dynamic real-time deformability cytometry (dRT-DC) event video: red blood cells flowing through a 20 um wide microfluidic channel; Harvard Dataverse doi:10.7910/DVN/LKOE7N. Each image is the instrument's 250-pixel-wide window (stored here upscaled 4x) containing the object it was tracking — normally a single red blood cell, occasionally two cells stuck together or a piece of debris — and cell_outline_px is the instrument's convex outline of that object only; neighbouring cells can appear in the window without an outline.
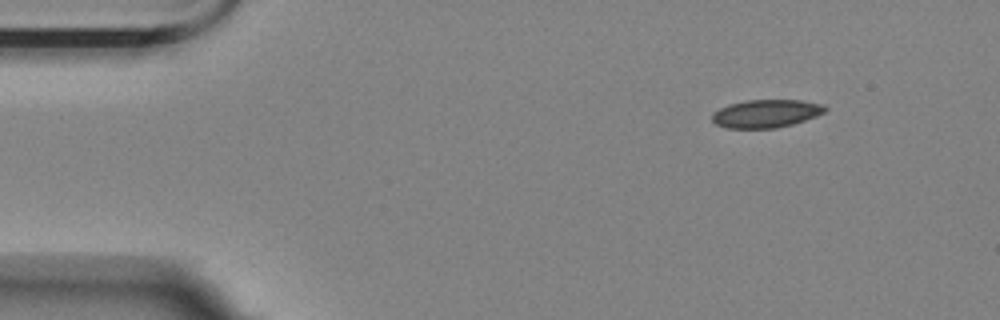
{"species": "Egyptian fruit bat (a non-hibernating species)", "species_latin": "Rousettus aegyptiacus", "temperature_condition": "room temperature", "stored_images_in_passage": 51, "camera_frame_rate_fps": 3000, "um_per_image_px": 0.085, "animal": {"sex": "female"}, "frame": {"image": 1, "passage_image": 1, "time_ms": 0.0, "image_size_px": [1000, 320], "cell_outline_px": [[828, 108], [824, 112], [816, 116], [792, 124], [776, 128], [728, 128], [716, 124], [712, 120], [712, 112], [728, 104], [748, 100], [800, 100], [824, 104]], "centroid_in_image_um": [65.11, 9.65], "position_along_channel_um": 19.9, "area_um2": 18.44}}
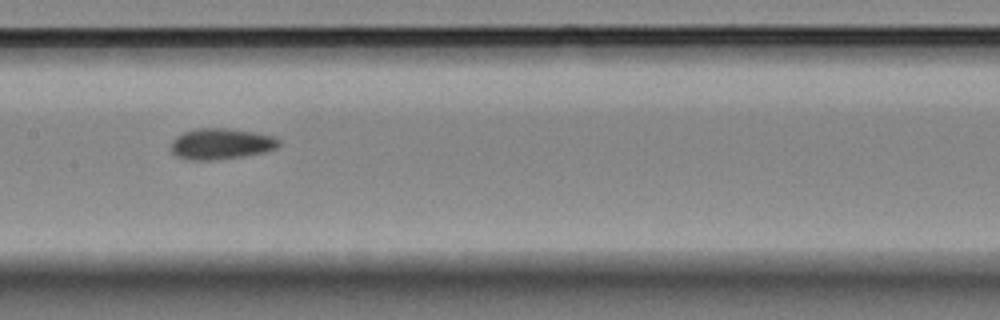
{"frame": {"image": 2, "passage_image": 22, "time_ms": 7.0, "image_size_px": [1000, 320], "cell_outline_px": [[280, 144], [276, 148], [264, 152], [244, 156], [212, 160], [188, 160], [176, 156], [172, 152], [172, 140], [176, 136], [184, 132], [196, 128], [228, 128], [256, 132], [276, 136], [280, 140]], "centroid_in_image_um": [18.81, 12.22], "position_along_channel_um": 188.6, "area_um2": 19.65}}
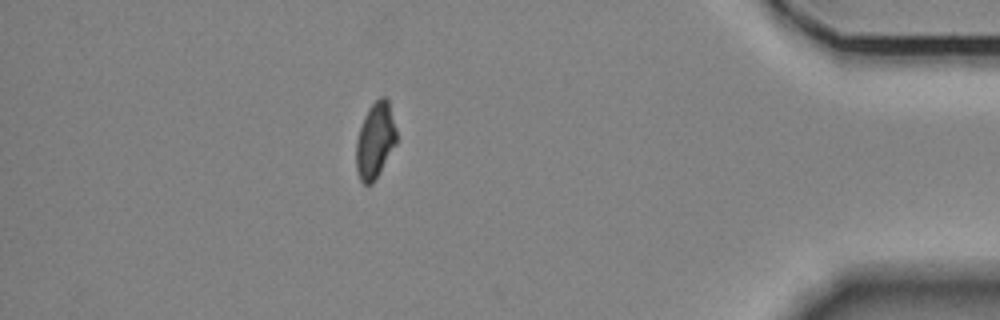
{"frame": {"image": 3, "passage_image": 44, "time_ms": 14.333, "image_size_px": [1000, 320], "cell_outline_px": [[396, 144], [380, 172], [372, 184], [364, 184], [360, 180], [356, 172], [356, 140], [364, 116], [368, 108], [380, 96], [384, 96], [388, 100], [396, 132]], "centroid_in_image_um": [31.87, 11.96], "position_along_channel_um": 403.3, "area_um2": 17.74}, "authors_computed_cell_mechanics": {"area_um2": 18.8428, "velocity_mm_per_s": 3.5242, "shape_relaxation_time_tau1_ms": 6.4601, "shape_relaxation_time_tau2_ms": 3.126, "deformation_change_tau1": 0.0978, "deformation_change_tau2": 0.0733}}